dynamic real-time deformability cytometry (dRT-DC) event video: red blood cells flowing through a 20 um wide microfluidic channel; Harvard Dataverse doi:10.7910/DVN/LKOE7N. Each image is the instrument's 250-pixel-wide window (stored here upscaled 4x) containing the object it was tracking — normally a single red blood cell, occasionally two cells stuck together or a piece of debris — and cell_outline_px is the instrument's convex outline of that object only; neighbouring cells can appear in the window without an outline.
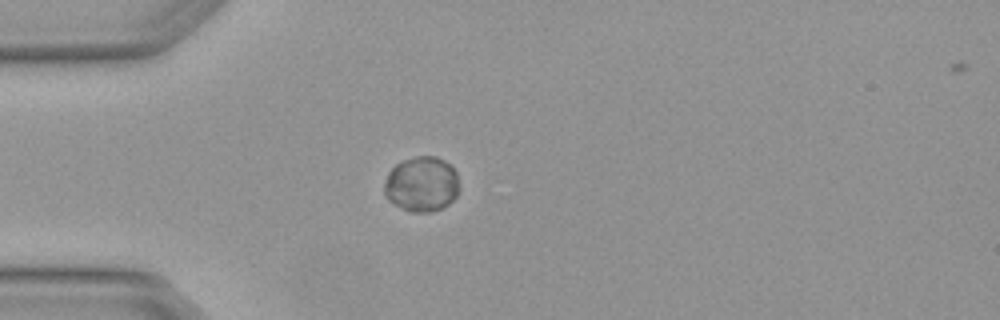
{"species": "Egyptian fruit bat (a non-hibernating species)", "species_latin": "Rousettus aegyptiacus", "temperature_condition": "warm", "stored_images_in_passage": 2, "camera_frame_rate_fps": 3000, "um_per_image_px": 0.085, "animal": {"sex": "female"}, "frame": {"image": 1, "passage_image": 2, "time_ms": 0.333, "image_size_px": [1000, 320], "cell_outline_px": [[460, 188], [456, 196], [448, 204], [432, 212], [412, 212], [388, 200], [384, 192], [384, 184], [388, 172], [396, 164], [404, 160], [416, 156], [436, 156], [444, 160], [456, 172]], "centroid_in_image_um": [35.85, 15.64], "position_along_channel_um": 49.2, "area_um2": 23.99}}